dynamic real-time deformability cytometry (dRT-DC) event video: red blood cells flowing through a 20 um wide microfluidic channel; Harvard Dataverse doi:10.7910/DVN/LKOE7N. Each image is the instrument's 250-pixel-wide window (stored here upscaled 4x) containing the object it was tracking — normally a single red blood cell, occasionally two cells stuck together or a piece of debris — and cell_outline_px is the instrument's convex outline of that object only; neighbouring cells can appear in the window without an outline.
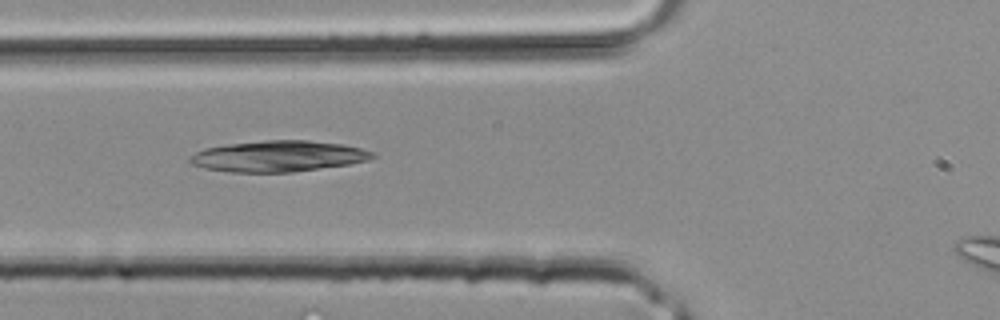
{"species": "common noctule bat (a hibernating species)", "species_latin": "Nyctalus noctula", "temperature_condition": "room temperature", "stored_images_in_passage": 4, "camera_frame_rate_fps": 3000, "um_per_image_px": 0.085, "animal": {"sex": "male", "body_mass_g": 20.4}, "frame": {"image": 1, "passage_image": 4, "time_ms": 1.0, "image_size_px": [1000, 320], "cell_outline_px": [[376, 156], [368, 160], [348, 164], [292, 172], [228, 172], [204, 168], [192, 164], [188, 160], [188, 156], [204, 148], [228, 144], [268, 140], [308, 140], [340, 144], [360, 148], [376, 152]], "centroid_in_image_um": [23.63, 13.28], "position_along_channel_um": 102.2, "area_um2": 32.95}}